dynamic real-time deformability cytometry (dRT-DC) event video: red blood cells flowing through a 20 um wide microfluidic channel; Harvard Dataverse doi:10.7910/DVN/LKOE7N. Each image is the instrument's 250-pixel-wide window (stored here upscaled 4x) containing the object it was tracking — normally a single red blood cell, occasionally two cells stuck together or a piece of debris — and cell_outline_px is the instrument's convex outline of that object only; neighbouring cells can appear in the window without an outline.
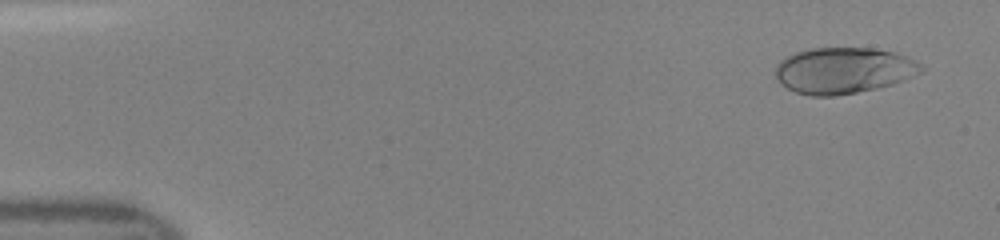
{"species": "human", "species_latin": "Homo sapiens", "temperature_condition": "room temperature", "stored_images_in_passage": 47, "camera_frame_rate_fps": 3000, "um_per_image_px": 0.085, "donor": {"sex": "female"}, "frame": {"image": 1, "passage_image": 3, "time_ms": 0.667, "image_size_px": [1000, 240], "cell_outline_px": [[924, 72], [904, 80], [892, 84], [876, 88], [856, 92], [832, 96], [808, 96], [796, 92], [780, 84], [776, 76], [776, 64], [780, 60], [796, 52], [812, 48], [872, 48], [892, 52], [916, 60], [924, 68]], "centroid_in_image_um": [71.7, 5.99], "position_along_channel_um": 13.3, "area_um2": 39.13}}
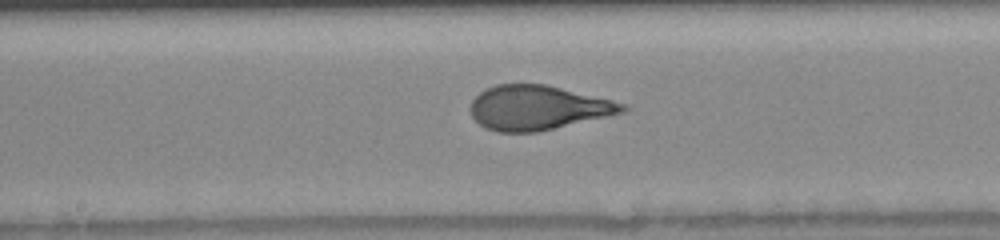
{"frame": {"image": 2, "passage_image": 25, "time_ms": 8.0, "image_size_px": [1000, 240], "cell_outline_px": [[632, 108], [624, 112], [608, 116], [536, 132], [496, 132], [480, 124], [472, 116], [472, 100], [480, 92], [496, 84], [544, 84], [612, 100], [624, 104]], "centroid_in_image_um": [45.73, 9.15], "position_along_channel_um": 202.5, "area_um2": 38.9}}
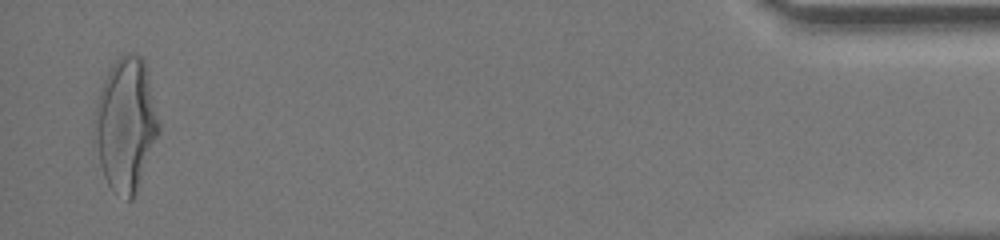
{"frame": {"image": 3, "passage_image": 46, "time_ms": 15.0, "image_size_px": [1000, 240], "cell_outline_px": [[160, 132], [136, 192], [132, 200], [128, 200], [112, 192], [104, 176], [92, 140], [92, 120], [100, 88], [112, 64], [124, 52], [132, 52], [140, 56], [144, 60], [160, 124]], "centroid_in_image_um": [10.65, 10.59], "position_along_channel_um": 424.5, "area_um2": 50.46}}